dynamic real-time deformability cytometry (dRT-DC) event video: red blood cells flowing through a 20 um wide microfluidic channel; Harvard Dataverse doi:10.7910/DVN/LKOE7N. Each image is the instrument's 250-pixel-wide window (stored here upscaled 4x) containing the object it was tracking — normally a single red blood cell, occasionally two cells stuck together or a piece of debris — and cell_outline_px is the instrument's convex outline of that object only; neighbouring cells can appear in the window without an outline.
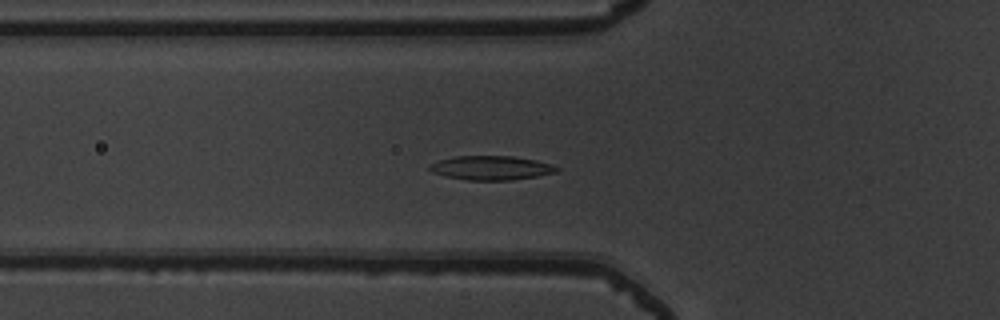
{"species": "common noctule bat (a hibernating species)", "species_latin": "Nyctalus noctula", "temperature_condition": "warm", "stored_images_in_passage": 52, "camera_frame_rate_fps": 3000, "um_per_image_px": 0.085, "animal": {"sex": "male", "body_mass_g": 19.5, "forearm_length_mm": 54.6}, "frame": {"image": 1, "passage_image": 18, "time_ms": 5.667, "image_size_px": [1000, 320], "cell_outline_px": [[560, 168], [556, 172], [536, 176], [512, 180], [468, 180], [448, 176], [432, 172], [428, 168], [428, 164], [452, 156], [512, 156], [536, 160], [552, 164]], "centroid_in_image_um": [41.75, 14.26], "position_along_channel_um": 84.1, "area_um2": 17.8}}
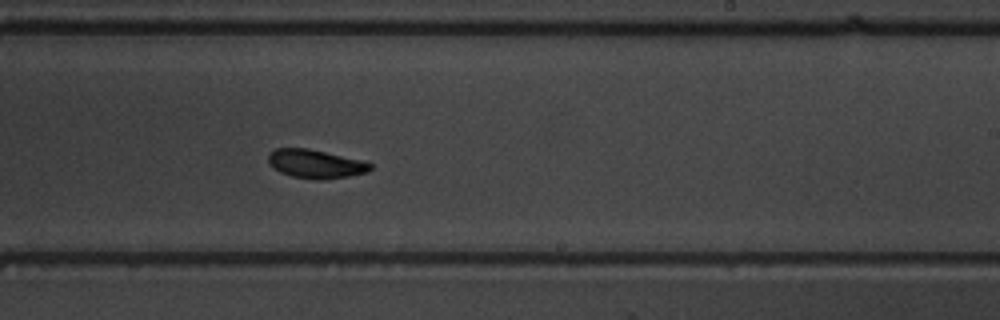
{"frame": {"image": 2, "passage_image": 32, "time_ms": 10.333, "image_size_px": [1000, 320], "cell_outline_px": [[372, 168], [368, 172], [348, 176], [324, 180], [316, 180], [292, 176], [280, 172], [268, 160], [268, 152], [276, 148], [308, 148], [364, 160], [372, 164]], "centroid_in_image_um": [26.86, 13.92], "position_along_channel_um": 262.1, "area_um2": 17.11}}
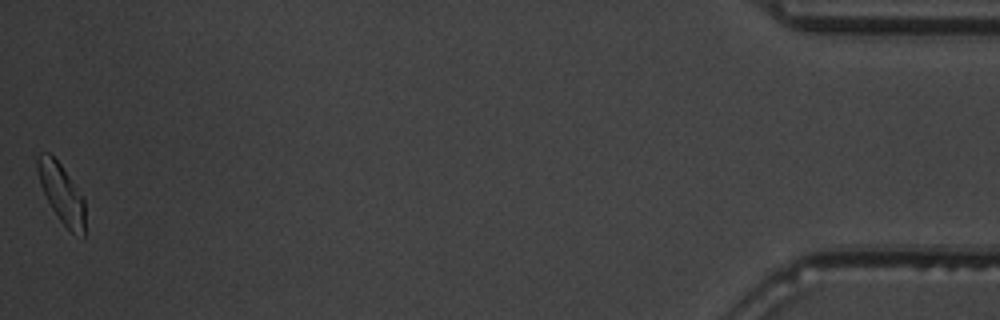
{"frame": {"image": 3, "passage_image": 52, "time_ms": 17.0, "image_size_px": [1000, 320], "cell_outline_px": [[84, 240], [72, 232], [60, 220], [52, 208], [40, 184], [36, 168], [36, 156], [40, 152], [48, 152], [60, 164], [84, 200]], "centroid_in_image_um": [5.2, 16.43], "position_along_channel_um": 430.0, "area_um2": 16.01}, "authors_computed_cell_mechanics": {"area_um2": 17.2822, "velocity_mm_per_s": 3.8175, "shape_relaxation_time_tau1_ms": 2.0028, "shape_relaxation_time_tau2_ms": 4.1858, "deformation_change_tau1": 0.098, "deformation_change_tau2": 0.0926}}